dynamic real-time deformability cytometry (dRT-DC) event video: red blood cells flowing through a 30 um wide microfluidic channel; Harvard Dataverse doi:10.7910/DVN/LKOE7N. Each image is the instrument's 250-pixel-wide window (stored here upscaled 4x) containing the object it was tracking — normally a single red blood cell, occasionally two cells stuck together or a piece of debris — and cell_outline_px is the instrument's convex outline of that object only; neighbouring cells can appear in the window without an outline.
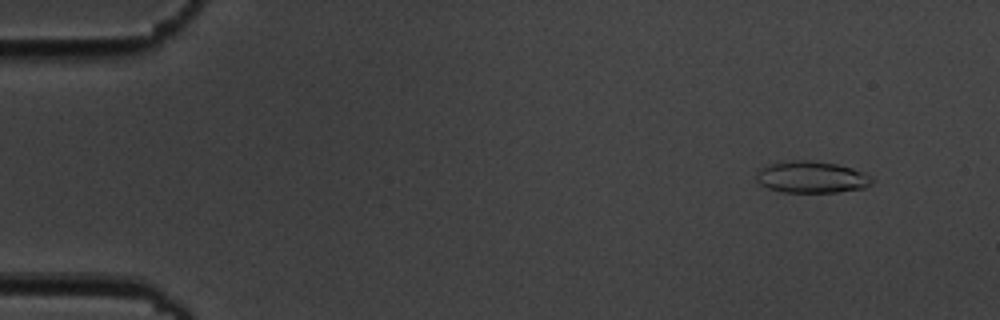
{"species": "common noctule bat (a hibernating species)", "species_latin": "Nyctalus noctula", "temperature_condition": "cold", "stored_images_in_passage": 8, "camera_frame_rate_fps": 3000, "um_per_image_px": 0.085, "animal": {"sex": "male", "body_mass_g": 19.5, "forearm_length_mm": 54.6}, "frame": {"image": 1, "passage_image": 1, "time_ms": 0.0, "image_size_px": [1000, 320], "cell_outline_px": [[872, 184], [864, 188], [836, 192], [784, 192], [768, 188], [760, 184], [756, 180], [756, 172], [760, 168], [768, 164], [796, 160], [812, 160], [836, 164], [852, 168], [864, 172], [872, 176]], "centroid_in_image_um": [68.98, 15.05], "position_along_channel_um": 16.0, "area_um2": 21.44}}
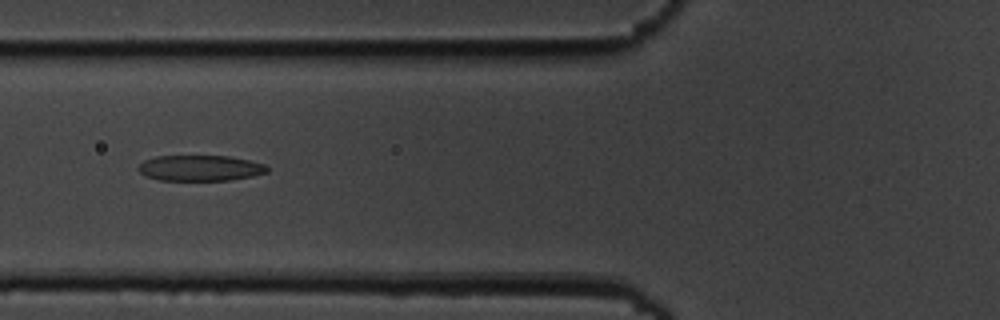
{"frame": {"image": 2, "passage_image": 6, "time_ms": 5.667, "image_size_px": [1000, 320], "cell_outline_px": [[268, 172], [252, 176], [228, 180], [160, 180], [144, 176], [136, 168], [144, 160], [156, 156], [228, 156], [248, 160], [264, 164], [268, 168]], "centroid_in_image_um": [16.98, 14.28], "position_along_channel_um": 108.8, "area_um2": 19.25}}
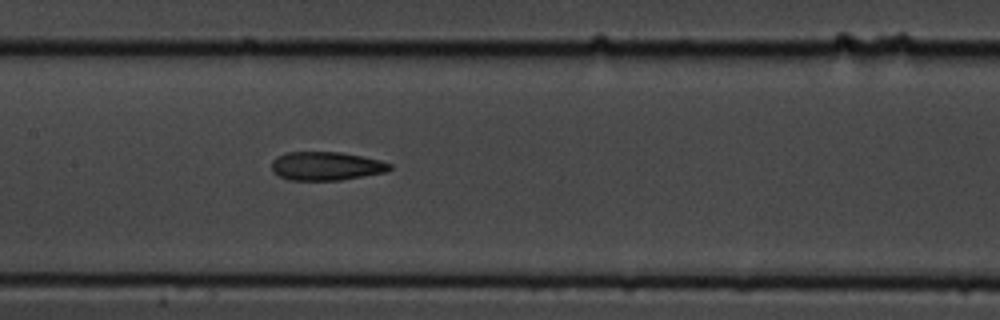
{"frame": {"image": 3, "passage_image": 8, "time_ms": 7.667, "image_size_px": [1000, 320], "cell_outline_px": [[392, 168], [384, 172], [340, 180], [292, 180], [280, 176], [272, 172], [272, 160], [276, 156], [284, 152], [340, 152], [380, 160], [392, 164]], "centroid_in_image_um": [27.69, 14.1], "position_along_channel_um": 179.7, "area_um2": 19.59}}